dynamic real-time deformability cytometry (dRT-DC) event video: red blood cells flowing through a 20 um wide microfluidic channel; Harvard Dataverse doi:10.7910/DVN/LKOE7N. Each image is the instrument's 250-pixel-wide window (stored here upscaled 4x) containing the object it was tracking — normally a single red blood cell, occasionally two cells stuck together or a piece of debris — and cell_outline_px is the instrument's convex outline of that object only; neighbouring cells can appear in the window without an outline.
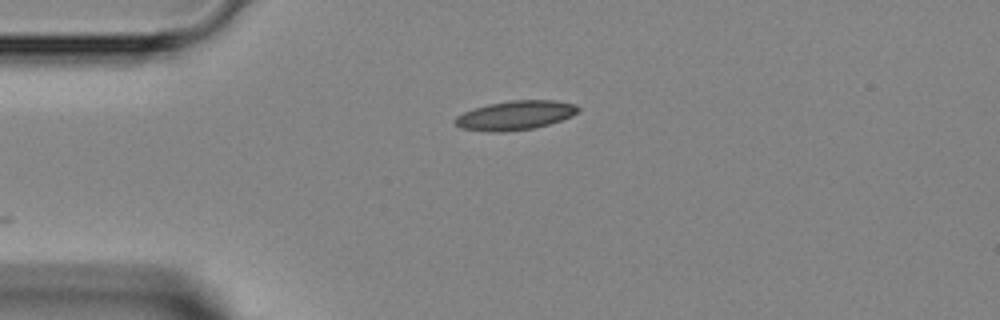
{"species": "Egyptian fruit bat (a non-hibernating species)", "species_latin": "Rousettus aegyptiacus", "temperature_condition": "room temperature", "stored_images_in_passage": 2, "camera_frame_rate_fps": 3000, "um_per_image_px": 0.085, "animal": {"sex": "female"}, "frame": {"image": 1, "passage_image": 1, "time_ms": 0.0, "image_size_px": [1000, 320], "cell_outline_px": [[580, 108], [572, 116], [548, 124], [532, 128], [504, 132], [488, 132], [460, 128], [452, 120], [456, 116], [472, 108], [488, 104], [512, 100], [556, 100], [576, 104]], "centroid_in_image_um": [43.76, 9.8], "position_along_channel_um": 41.2, "area_um2": 20.98}}